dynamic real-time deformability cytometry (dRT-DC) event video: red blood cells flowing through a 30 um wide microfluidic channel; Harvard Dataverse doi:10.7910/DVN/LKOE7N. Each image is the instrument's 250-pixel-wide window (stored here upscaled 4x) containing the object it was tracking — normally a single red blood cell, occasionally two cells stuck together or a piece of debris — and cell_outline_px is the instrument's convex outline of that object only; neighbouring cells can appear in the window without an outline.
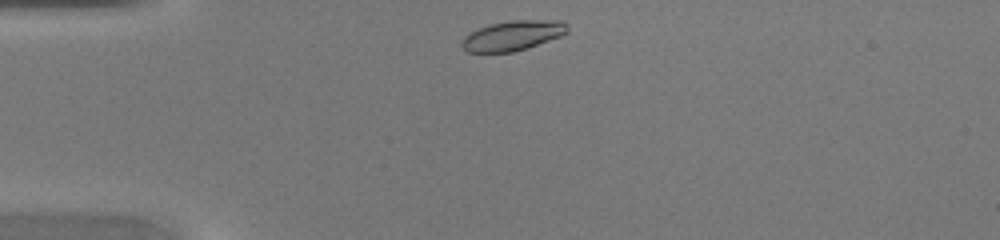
{"species": "common noctule bat (a hibernating species)", "species_latin": "Nyctalus noctula", "temperature_condition": "warm", "stored_images_in_passage": 36, "camera_frame_rate_fps": 3000, "um_per_image_px": 0.085, "animal": {"sex": "female", "body_mass_g": 20.0, "forearm_length_mm": 54.0}, "frame": {"image": 1, "passage_image": 1, "time_ms": 0.0, "image_size_px": [1000, 240], "cell_outline_px": [[568, 32], [560, 36], [528, 48], [512, 52], [468, 52], [460, 44], [464, 36], [480, 28], [492, 24], [512, 20], [564, 20], [568, 24]], "centroid_in_image_um": [43.63, 3.02], "position_along_channel_um": 41.4, "area_um2": 18.32}}
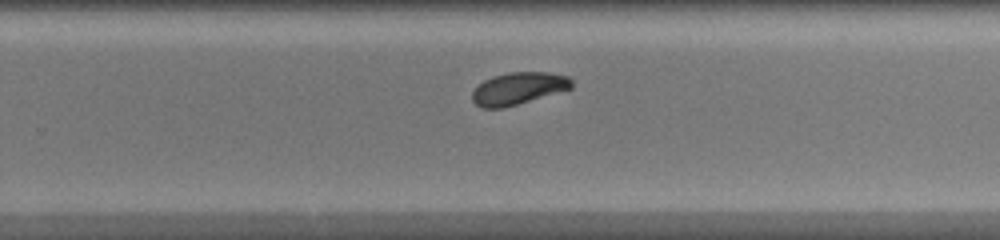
{"frame": {"image": 2, "passage_image": 20, "time_ms": 6.333, "image_size_px": [1000, 240], "cell_outline_px": [[572, 88], [504, 108], [480, 108], [472, 100], [472, 92], [484, 80], [492, 76], [508, 72], [548, 72], [568, 76], [572, 80]], "centroid_in_image_um": [44.05, 7.51], "position_along_channel_um": 285.8, "area_um2": 18.61}}
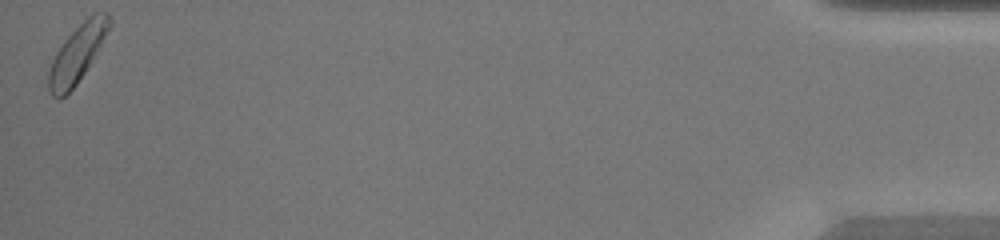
{"frame": {"image": 3, "passage_image": 36, "time_ms": 11.667, "image_size_px": [1000, 240], "cell_outline_px": [[112, 24], [84, 72], [76, 84], [60, 100], [56, 100], [52, 96], [48, 88], [48, 72], [52, 60], [56, 52], [64, 40], [92, 12], [108, 12]], "centroid_in_image_um": [6.54, 4.56], "position_along_channel_um": 428.7, "area_um2": 19.88}}